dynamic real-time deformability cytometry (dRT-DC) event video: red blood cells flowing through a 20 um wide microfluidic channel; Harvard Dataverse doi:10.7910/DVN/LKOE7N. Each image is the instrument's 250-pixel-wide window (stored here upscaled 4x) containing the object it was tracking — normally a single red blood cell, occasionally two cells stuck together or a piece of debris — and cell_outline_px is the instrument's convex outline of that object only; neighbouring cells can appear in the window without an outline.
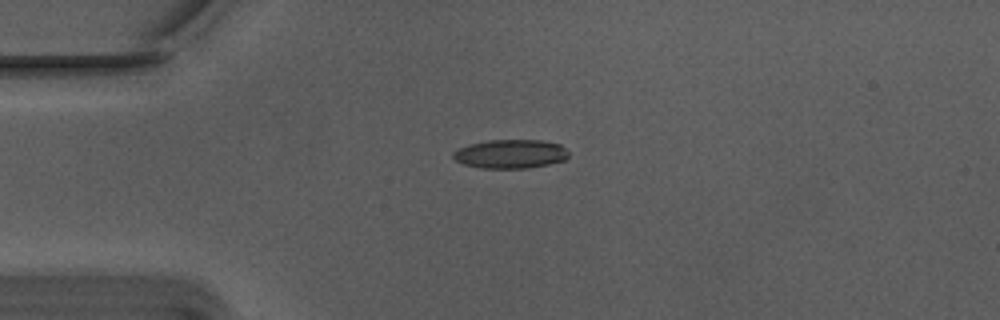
{"species": "Egyptian fruit bat (a non-hibernating species)", "species_latin": "Rousettus aegyptiacus", "temperature_condition": "warm", "stored_images_in_passage": 47, "camera_frame_rate_fps": 3000, "um_per_image_px": 0.085, "animal": {"sex": "male"}, "frame": {"image": 1, "passage_image": 6, "time_ms": 1.667, "image_size_px": [1000, 320], "cell_outline_px": [[568, 156], [564, 160], [548, 164], [528, 168], [480, 168], [464, 164], [456, 160], [452, 156], [452, 152], [468, 144], [488, 140], [540, 140], [560, 144], [568, 152]], "centroid_in_image_um": [43.37, 13.08], "position_along_channel_um": 41.6, "area_um2": 19.36}}
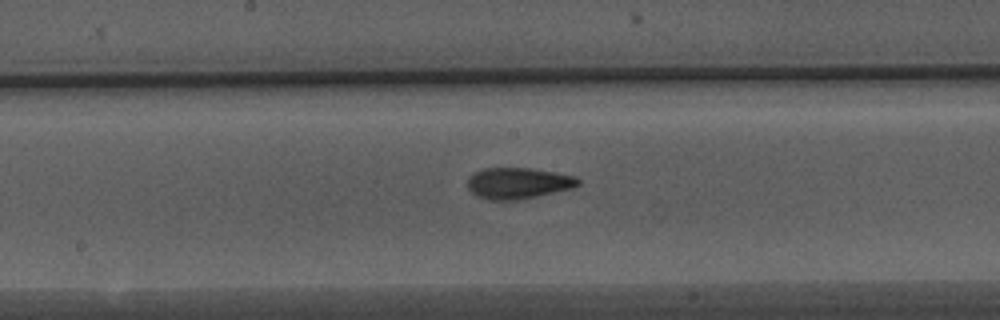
{"frame": {"image": 2, "passage_image": 21, "time_ms": 6.667, "image_size_px": [1000, 320], "cell_outline_px": [[580, 184], [572, 188], [536, 196], [516, 200], [488, 200], [476, 196], [468, 188], [468, 176], [484, 168], [528, 168], [576, 176], [580, 180]], "centroid_in_image_um": [44.02, 15.57], "position_along_channel_um": 204.2, "area_um2": 19.94}}
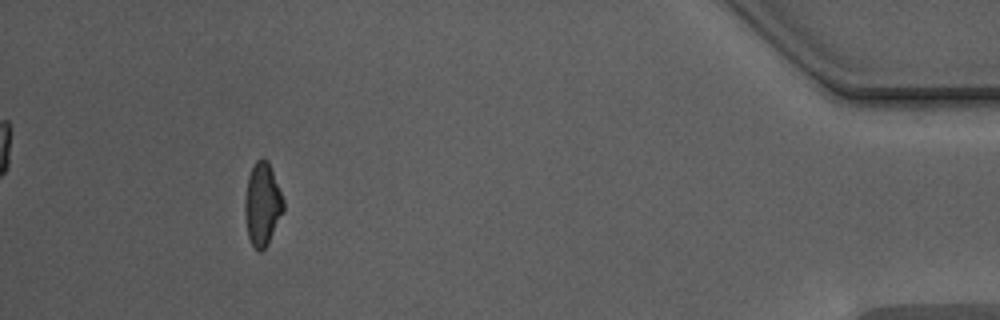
{"frame": {"image": 3, "passage_image": 43, "time_ms": 14.0, "image_size_px": [1000, 320], "cell_outline_px": [[284, 212], [268, 244], [260, 252], [252, 244], [248, 236], [244, 216], [244, 200], [248, 176], [256, 160], [260, 156], [264, 156], [268, 160], [284, 200]], "centroid_in_image_um": [22.3, 17.33], "position_along_channel_um": 412.9, "area_um2": 18.9}, "authors_computed_cell_mechanics": {"area_um2": 19.1896, "velocity_mm_per_s": 3.7519, "shape_relaxation_time_tau1_ms": 5.8848, "shape_relaxation_time_tau2_ms": 1.5257, "deformation_change_tau1": 0.195, "deformation_change_tau2": 0.0925}}